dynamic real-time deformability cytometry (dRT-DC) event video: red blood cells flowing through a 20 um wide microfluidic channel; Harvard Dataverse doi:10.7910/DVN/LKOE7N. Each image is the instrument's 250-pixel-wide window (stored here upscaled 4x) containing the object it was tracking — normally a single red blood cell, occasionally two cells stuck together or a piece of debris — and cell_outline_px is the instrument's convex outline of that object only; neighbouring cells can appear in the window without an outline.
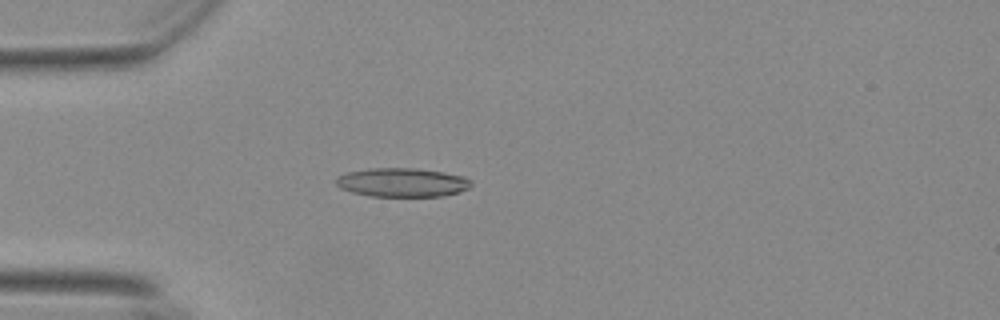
{"species": "Egyptian fruit bat (a non-hibernating species)", "species_latin": "Rousettus aegyptiacus", "temperature_condition": "warm", "stored_images_in_passage": 30, "camera_frame_rate_fps": 3000, "um_per_image_px": 0.085, "animal": {"sex": "female"}, "frame": {"image": 1, "passage_image": 1, "time_ms": 0.0, "image_size_px": [1000, 320], "cell_outline_px": [[472, 184], [468, 188], [460, 192], [444, 196], [368, 196], [352, 192], [340, 188], [336, 184], [336, 176], [348, 172], [368, 168], [416, 168], [444, 172], [464, 176]], "centroid_in_image_um": [34.17, 15.5], "position_along_channel_um": 50.8, "area_um2": 22.83}}
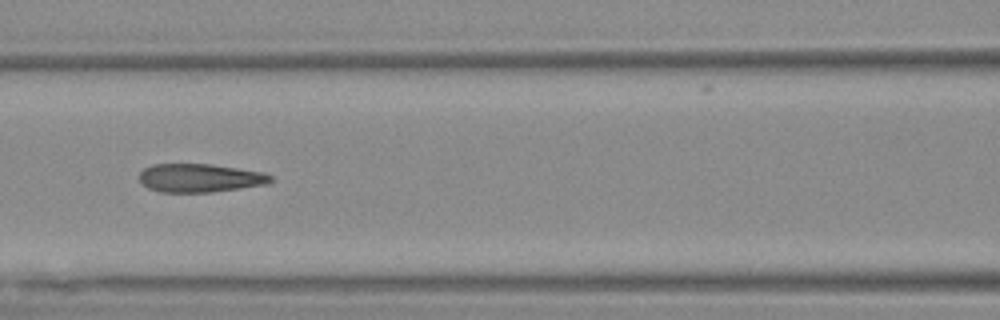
{"frame": {"image": 2, "passage_image": 10, "time_ms": 3.0, "image_size_px": [1000, 320], "cell_outline_px": [[272, 184], [212, 192], [160, 192], [148, 188], [140, 180], [140, 172], [144, 168], [152, 164], [212, 164], [264, 172], [272, 176]], "centroid_in_image_um": [17.04, 15.13], "position_along_channel_um": 149.6, "area_um2": 21.96}}
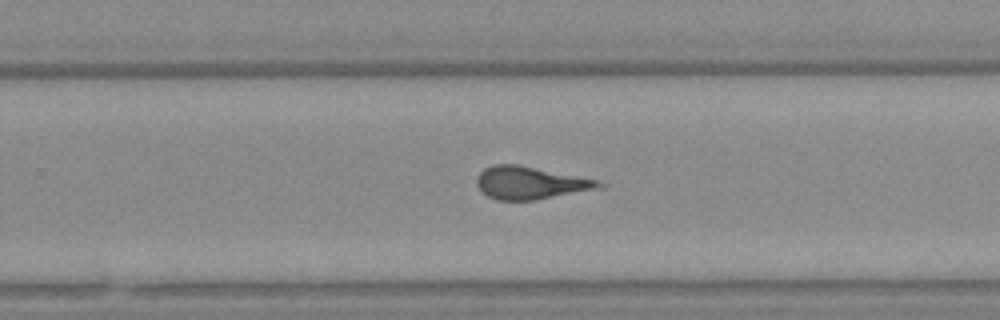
{"frame": {"image": 3, "passage_image": 21, "time_ms": 6.667, "image_size_px": [1000, 320], "cell_outline_px": [[604, 188], [536, 200], [496, 200], [488, 196], [476, 184], [476, 180], [480, 172], [484, 168], [492, 164], [516, 164], [596, 180], [604, 184]], "centroid_in_image_um": [45.07, 15.55], "position_along_channel_um": 284.7, "area_um2": 23.06}, "authors_computed_cell_mechanics": {"area_um2": 22.3686, "velocity_mm_per_s": 3.6971, "shape_relaxation_time_tau1_ms": 4.872, "shape_relaxation_time_tau2_ms": 2.2612, "deformation_change_tau1": 0.2028, "deformation_change_tau2": 0.1511}}